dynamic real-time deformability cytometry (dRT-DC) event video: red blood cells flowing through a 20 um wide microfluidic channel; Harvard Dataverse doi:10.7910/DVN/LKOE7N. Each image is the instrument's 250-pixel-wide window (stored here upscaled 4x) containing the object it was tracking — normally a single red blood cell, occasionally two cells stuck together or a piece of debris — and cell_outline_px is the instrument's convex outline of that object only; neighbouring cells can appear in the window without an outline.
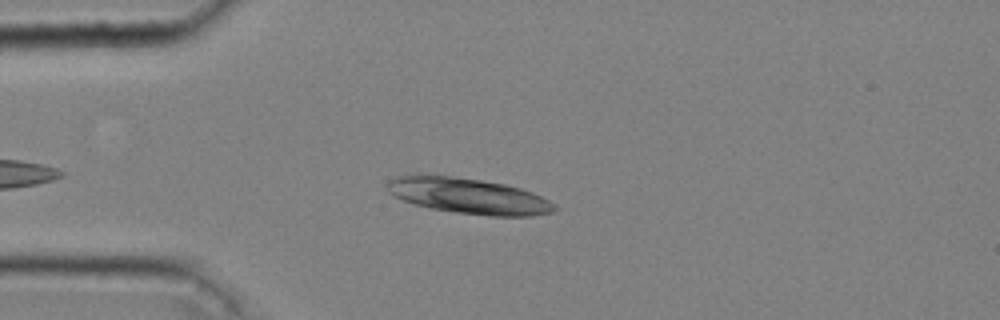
{"species": "common noctule bat (a hibernating species)", "species_latin": "Nyctalus noctula", "temperature_condition": "cold", "stored_images_in_passage": 35, "camera_frame_rate_fps": 3000, "um_per_image_px": 0.085, "animal": {"sex": "male", "body_mass_g": 20.4}, "frame": {"image": 1, "passage_image": 1, "time_ms": 0.0, "image_size_px": [1000, 320], "cell_outline_px": [[556, 208], [552, 212], [532, 216], [492, 216], [456, 212], [432, 208], [416, 204], [404, 200], [388, 192], [388, 180], [400, 176], [452, 176], [480, 180], [504, 184], [520, 188], [532, 192], [556, 204]], "centroid_in_image_um": [39.89, 16.67], "position_along_channel_um": 45.1, "area_um2": 34.04}}